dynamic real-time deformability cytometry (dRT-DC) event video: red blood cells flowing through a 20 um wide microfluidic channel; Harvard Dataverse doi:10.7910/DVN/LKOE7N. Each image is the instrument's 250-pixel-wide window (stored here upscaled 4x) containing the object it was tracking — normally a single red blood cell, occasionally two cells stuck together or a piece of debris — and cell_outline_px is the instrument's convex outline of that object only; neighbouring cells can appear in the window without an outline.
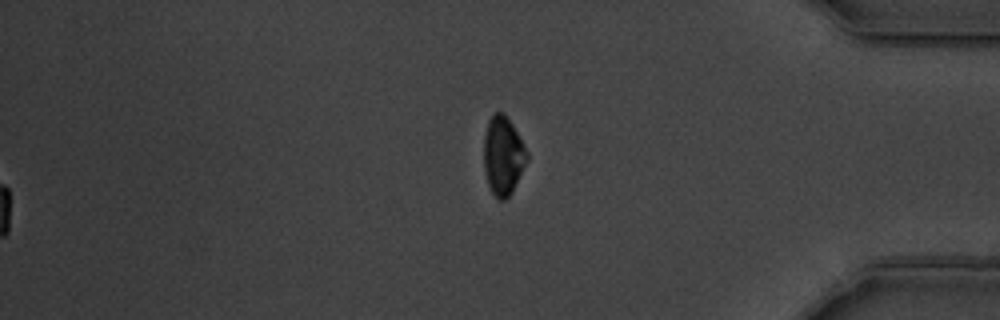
{"species": "common noctule bat (a hibernating species)", "species_latin": "Nyctalus noctula", "temperature_condition": "warm", "stored_images_in_passage": 58, "segment_of_instrument_passage": [2, 2], "camera_frame_rate_fps": 3000, "um_per_image_px": 0.085, "animal": {"sex": "male", "body_mass_g": 19.5, "forearm_length_mm": 54.6}, "frame": {"image": 1, "passage_image": 58, "time_ms": 19.0, "image_size_px": [1000, 320], "cell_outline_px": [[528, 160], [512, 192], [504, 200], [500, 200], [492, 192], [488, 184], [484, 172], [484, 136], [488, 120], [496, 112], [504, 112], [512, 124], [528, 152]], "centroid_in_image_um": [42.76, 13.23], "position_along_channel_um": 392.4, "area_um2": 19.71}}